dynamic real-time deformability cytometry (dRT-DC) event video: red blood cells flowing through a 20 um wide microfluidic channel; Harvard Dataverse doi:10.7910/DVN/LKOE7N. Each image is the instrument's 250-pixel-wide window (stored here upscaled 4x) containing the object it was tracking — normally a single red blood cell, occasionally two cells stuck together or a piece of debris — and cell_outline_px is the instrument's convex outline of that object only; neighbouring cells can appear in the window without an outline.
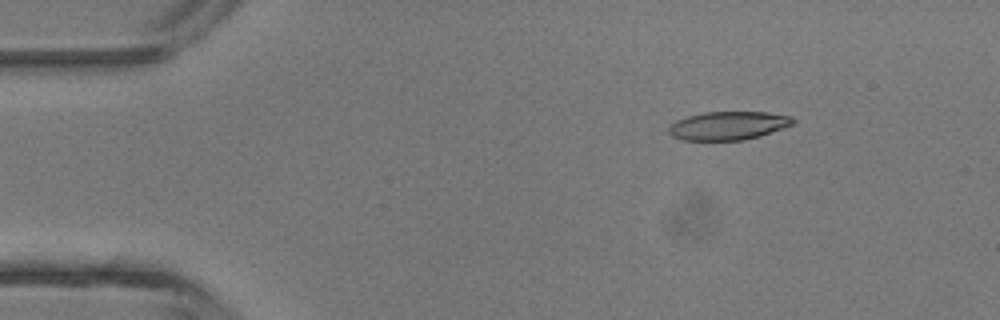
{"species": "common noctule bat (a hibernating species)", "species_latin": "Nyctalus noctula", "temperature_condition": "room temperature", "stored_images_in_passage": 4, "camera_frame_rate_fps": 3000, "um_per_image_px": 0.085, "animal": {"sex": "male", "body_mass_g": 13.3}, "frame": {"image": 1, "passage_image": 2, "time_ms": 1.0, "image_size_px": [1000, 320], "cell_outline_px": [[796, 124], [760, 136], [744, 140], [680, 140], [672, 136], [668, 132], [668, 128], [676, 120], [688, 116], [704, 112], [768, 112], [792, 116], [796, 120]], "centroid_in_image_um": [61.94, 10.68], "position_along_channel_um": 23.1, "area_um2": 20.81}}
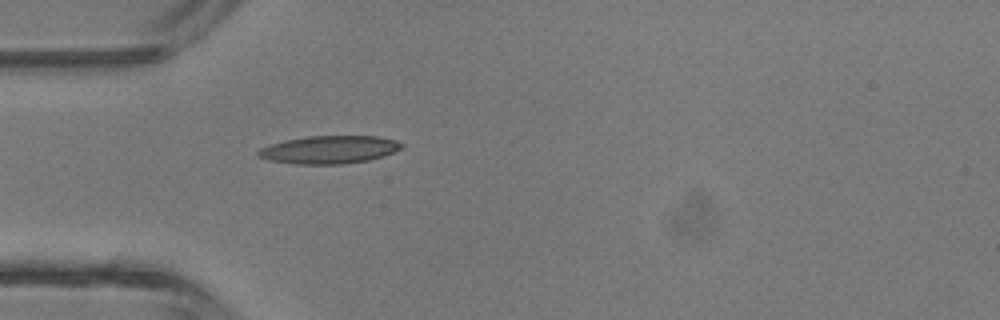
{"frame": {"image": 2, "passage_image": 4, "time_ms": 3.333, "image_size_px": [1000, 320], "cell_outline_px": [[404, 144], [400, 148], [384, 156], [368, 160], [344, 164], [296, 164], [272, 160], [256, 156], [256, 152], [260, 148], [284, 140], [308, 136], [380, 136], [396, 140]], "centroid_in_image_um": [27.99, 12.71], "position_along_channel_um": 57.0, "area_um2": 23.24}}